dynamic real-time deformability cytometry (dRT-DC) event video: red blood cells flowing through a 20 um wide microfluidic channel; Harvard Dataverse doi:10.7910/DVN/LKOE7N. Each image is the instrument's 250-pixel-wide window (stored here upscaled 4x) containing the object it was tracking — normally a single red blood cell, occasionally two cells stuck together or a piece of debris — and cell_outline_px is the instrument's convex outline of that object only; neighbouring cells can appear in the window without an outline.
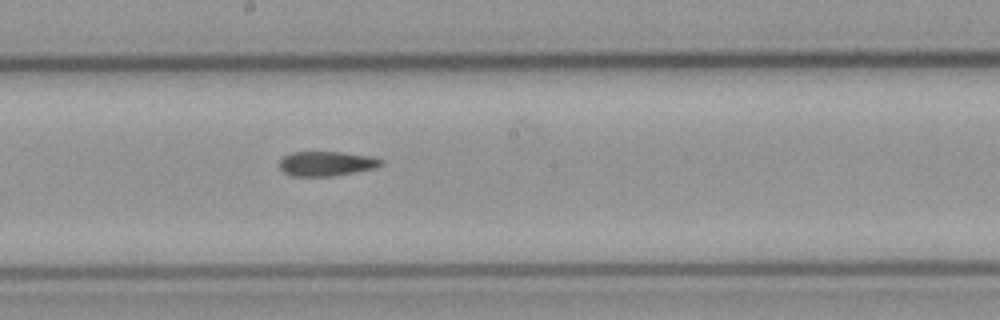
{"species": "common noctule bat (a hibernating species)", "species_latin": "Nyctalus noctula", "temperature_condition": "cold", "stored_images_in_passage": 9, "camera_frame_rate_fps": 3000, "um_per_image_px": 0.085, "animal": {"sex": "male", "body_mass_g": 23.1, "forearm_length_mm": 52.7}, "frame": {"image": 1, "passage_image": 9, "time_ms": 10.0, "image_size_px": [1000, 320], "cell_outline_px": [[384, 164], [376, 168], [332, 176], [292, 176], [284, 172], [280, 168], [280, 160], [284, 156], [292, 152], [340, 152], [368, 156], [384, 160]], "centroid_in_image_um": [27.76, 13.91], "position_along_channel_um": 220.4, "area_um2": 14.51}}